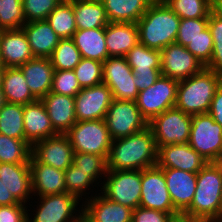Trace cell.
Returning <instances> with one entry per match:
<instances>
[{"mask_svg":"<svg viewBox=\"0 0 222 222\" xmlns=\"http://www.w3.org/2000/svg\"><path fill=\"white\" fill-rule=\"evenodd\" d=\"M158 147L152 130L112 141L107 158L108 170H143L157 166Z\"/></svg>","mask_w":222,"mask_h":222,"instance_id":"cell-1","label":"cell"},{"mask_svg":"<svg viewBox=\"0 0 222 222\" xmlns=\"http://www.w3.org/2000/svg\"><path fill=\"white\" fill-rule=\"evenodd\" d=\"M180 17L163 0H154L138 20L139 43L161 51L175 43Z\"/></svg>","mask_w":222,"mask_h":222,"instance_id":"cell-2","label":"cell"},{"mask_svg":"<svg viewBox=\"0 0 222 222\" xmlns=\"http://www.w3.org/2000/svg\"><path fill=\"white\" fill-rule=\"evenodd\" d=\"M221 84L222 76L204 67L199 73L178 82L175 107L190 115L208 113Z\"/></svg>","mask_w":222,"mask_h":222,"instance_id":"cell-3","label":"cell"},{"mask_svg":"<svg viewBox=\"0 0 222 222\" xmlns=\"http://www.w3.org/2000/svg\"><path fill=\"white\" fill-rule=\"evenodd\" d=\"M222 170L213 162L198 173L191 205L183 212L204 222H214L221 215Z\"/></svg>","mask_w":222,"mask_h":222,"instance_id":"cell-4","label":"cell"},{"mask_svg":"<svg viewBox=\"0 0 222 222\" xmlns=\"http://www.w3.org/2000/svg\"><path fill=\"white\" fill-rule=\"evenodd\" d=\"M37 198L34 201L37 205H27L34 208L31 211L27 208V222H77L83 217V202L67 192Z\"/></svg>","mask_w":222,"mask_h":222,"instance_id":"cell-5","label":"cell"},{"mask_svg":"<svg viewBox=\"0 0 222 222\" xmlns=\"http://www.w3.org/2000/svg\"><path fill=\"white\" fill-rule=\"evenodd\" d=\"M74 153H88L108 158L112 138L104 119L78 121L65 133Z\"/></svg>","mask_w":222,"mask_h":222,"instance_id":"cell-6","label":"cell"},{"mask_svg":"<svg viewBox=\"0 0 222 222\" xmlns=\"http://www.w3.org/2000/svg\"><path fill=\"white\" fill-rule=\"evenodd\" d=\"M99 192L116 203L135 209L141 197V170H108Z\"/></svg>","mask_w":222,"mask_h":222,"instance_id":"cell-7","label":"cell"},{"mask_svg":"<svg viewBox=\"0 0 222 222\" xmlns=\"http://www.w3.org/2000/svg\"><path fill=\"white\" fill-rule=\"evenodd\" d=\"M192 117L175 106L154 117L148 127L153 132L157 147L188 143Z\"/></svg>","mask_w":222,"mask_h":222,"instance_id":"cell-8","label":"cell"},{"mask_svg":"<svg viewBox=\"0 0 222 222\" xmlns=\"http://www.w3.org/2000/svg\"><path fill=\"white\" fill-rule=\"evenodd\" d=\"M104 120L112 140L136 134L148 127L135 101L113 99Z\"/></svg>","mask_w":222,"mask_h":222,"instance_id":"cell-9","label":"cell"},{"mask_svg":"<svg viewBox=\"0 0 222 222\" xmlns=\"http://www.w3.org/2000/svg\"><path fill=\"white\" fill-rule=\"evenodd\" d=\"M178 82L161 75L149 88L139 91L135 102L148 123L175 106Z\"/></svg>","mask_w":222,"mask_h":222,"instance_id":"cell-10","label":"cell"},{"mask_svg":"<svg viewBox=\"0 0 222 222\" xmlns=\"http://www.w3.org/2000/svg\"><path fill=\"white\" fill-rule=\"evenodd\" d=\"M188 143L207 162H213L222 148V126L209 113L193 115Z\"/></svg>","mask_w":222,"mask_h":222,"instance_id":"cell-11","label":"cell"},{"mask_svg":"<svg viewBox=\"0 0 222 222\" xmlns=\"http://www.w3.org/2000/svg\"><path fill=\"white\" fill-rule=\"evenodd\" d=\"M103 83L112 92L113 99L135 101L139 90L134 83L132 68L125 57H108L102 63Z\"/></svg>","mask_w":222,"mask_h":222,"instance_id":"cell-12","label":"cell"},{"mask_svg":"<svg viewBox=\"0 0 222 222\" xmlns=\"http://www.w3.org/2000/svg\"><path fill=\"white\" fill-rule=\"evenodd\" d=\"M141 186L140 207L163 212H178L172 204L161 168L154 166L141 170Z\"/></svg>","mask_w":222,"mask_h":222,"instance_id":"cell-13","label":"cell"},{"mask_svg":"<svg viewBox=\"0 0 222 222\" xmlns=\"http://www.w3.org/2000/svg\"><path fill=\"white\" fill-rule=\"evenodd\" d=\"M160 52L162 76L180 81L199 73L205 67L186 47L176 42Z\"/></svg>","mask_w":222,"mask_h":222,"instance_id":"cell-14","label":"cell"},{"mask_svg":"<svg viewBox=\"0 0 222 222\" xmlns=\"http://www.w3.org/2000/svg\"><path fill=\"white\" fill-rule=\"evenodd\" d=\"M76 120L105 119L106 112L112 103L111 90L104 83L82 88L74 97Z\"/></svg>","mask_w":222,"mask_h":222,"instance_id":"cell-15","label":"cell"},{"mask_svg":"<svg viewBox=\"0 0 222 222\" xmlns=\"http://www.w3.org/2000/svg\"><path fill=\"white\" fill-rule=\"evenodd\" d=\"M31 155L40 163L65 171L72 165L74 150L66 134H57L35 142Z\"/></svg>","mask_w":222,"mask_h":222,"instance_id":"cell-16","label":"cell"},{"mask_svg":"<svg viewBox=\"0 0 222 222\" xmlns=\"http://www.w3.org/2000/svg\"><path fill=\"white\" fill-rule=\"evenodd\" d=\"M207 162L189 143L158 147L157 166L198 173Z\"/></svg>","mask_w":222,"mask_h":222,"instance_id":"cell-17","label":"cell"},{"mask_svg":"<svg viewBox=\"0 0 222 222\" xmlns=\"http://www.w3.org/2000/svg\"><path fill=\"white\" fill-rule=\"evenodd\" d=\"M33 58L23 29L0 30V60L3 68L20 67Z\"/></svg>","mask_w":222,"mask_h":222,"instance_id":"cell-18","label":"cell"},{"mask_svg":"<svg viewBox=\"0 0 222 222\" xmlns=\"http://www.w3.org/2000/svg\"><path fill=\"white\" fill-rule=\"evenodd\" d=\"M133 209L111 201L101 192L83 202L87 222H132Z\"/></svg>","mask_w":222,"mask_h":222,"instance_id":"cell-19","label":"cell"},{"mask_svg":"<svg viewBox=\"0 0 222 222\" xmlns=\"http://www.w3.org/2000/svg\"><path fill=\"white\" fill-rule=\"evenodd\" d=\"M29 167L33 196L39 197L67 192L63 170L40 163L32 155Z\"/></svg>","mask_w":222,"mask_h":222,"instance_id":"cell-20","label":"cell"},{"mask_svg":"<svg viewBox=\"0 0 222 222\" xmlns=\"http://www.w3.org/2000/svg\"><path fill=\"white\" fill-rule=\"evenodd\" d=\"M174 208L183 213L190 205L196 190L197 174L174 168H161Z\"/></svg>","mask_w":222,"mask_h":222,"instance_id":"cell-21","label":"cell"},{"mask_svg":"<svg viewBox=\"0 0 222 222\" xmlns=\"http://www.w3.org/2000/svg\"><path fill=\"white\" fill-rule=\"evenodd\" d=\"M41 101L45 105L52 127L58 134H65L76 124L74 97L49 92Z\"/></svg>","mask_w":222,"mask_h":222,"instance_id":"cell-22","label":"cell"},{"mask_svg":"<svg viewBox=\"0 0 222 222\" xmlns=\"http://www.w3.org/2000/svg\"><path fill=\"white\" fill-rule=\"evenodd\" d=\"M0 179L19 203L27 205L35 199L29 164L0 163Z\"/></svg>","mask_w":222,"mask_h":222,"instance_id":"cell-23","label":"cell"},{"mask_svg":"<svg viewBox=\"0 0 222 222\" xmlns=\"http://www.w3.org/2000/svg\"><path fill=\"white\" fill-rule=\"evenodd\" d=\"M23 118L25 139L31 145L58 134L52 127L45 105L41 100L24 105Z\"/></svg>","mask_w":222,"mask_h":222,"instance_id":"cell-24","label":"cell"},{"mask_svg":"<svg viewBox=\"0 0 222 222\" xmlns=\"http://www.w3.org/2000/svg\"><path fill=\"white\" fill-rule=\"evenodd\" d=\"M19 68L37 100H41L50 92L55 69L49 58L35 57Z\"/></svg>","mask_w":222,"mask_h":222,"instance_id":"cell-25","label":"cell"},{"mask_svg":"<svg viewBox=\"0 0 222 222\" xmlns=\"http://www.w3.org/2000/svg\"><path fill=\"white\" fill-rule=\"evenodd\" d=\"M105 40L109 57H125L139 43L137 24L109 22L105 27Z\"/></svg>","mask_w":222,"mask_h":222,"instance_id":"cell-26","label":"cell"},{"mask_svg":"<svg viewBox=\"0 0 222 222\" xmlns=\"http://www.w3.org/2000/svg\"><path fill=\"white\" fill-rule=\"evenodd\" d=\"M22 29L34 57L49 58L61 39L47 20L26 22Z\"/></svg>","mask_w":222,"mask_h":222,"instance_id":"cell-27","label":"cell"},{"mask_svg":"<svg viewBox=\"0 0 222 222\" xmlns=\"http://www.w3.org/2000/svg\"><path fill=\"white\" fill-rule=\"evenodd\" d=\"M0 83L7 103L24 106L37 100L32 95L19 67L3 68L0 71Z\"/></svg>","mask_w":222,"mask_h":222,"instance_id":"cell-28","label":"cell"},{"mask_svg":"<svg viewBox=\"0 0 222 222\" xmlns=\"http://www.w3.org/2000/svg\"><path fill=\"white\" fill-rule=\"evenodd\" d=\"M72 39L82 58L103 63L109 57L105 40V27L77 30Z\"/></svg>","mask_w":222,"mask_h":222,"instance_id":"cell-29","label":"cell"},{"mask_svg":"<svg viewBox=\"0 0 222 222\" xmlns=\"http://www.w3.org/2000/svg\"><path fill=\"white\" fill-rule=\"evenodd\" d=\"M109 22L137 23L154 0H101Z\"/></svg>","mask_w":222,"mask_h":222,"instance_id":"cell-30","label":"cell"},{"mask_svg":"<svg viewBox=\"0 0 222 222\" xmlns=\"http://www.w3.org/2000/svg\"><path fill=\"white\" fill-rule=\"evenodd\" d=\"M77 30L106 27L109 23L101 0L72 1Z\"/></svg>","mask_w":222,"mask_h":222,"instance_id":"cell-31","label":"cell"},{"mask_svg":"<svg viewBox=\"0 0 222 222\" xmlns=\"http://www.w3.org/2000/svg\"><path fill=\"white\" fill-rule=\"evenodd\" d=\"M64 173H65V185L67 188V193L74 195L80 201L82 200L84 202L83 199H85L86 201L87 199H90L93 197V193L94 195L99 193L97 190L99 187L101 188L100 184H98L88 174V172H84L83 170H80V168H76L72 164L67 170L64 171ZM92 186L94 189L95 187H97V190L95 189L96 192H94V189H92ZM89 194H91V196H88Z\"/></svg>","mask_w":222,"mask_h":222,"instance_id":"cell-32","label":"cell"},{"mask_svg":"<svg viewBox=\"0 0 222 222\" xmlns=\"http://www.w3.org/2000/svg\"><path fill=\"white\" fill-rule=\"evenodd\" d=\"M24 106L19 104L6 103L0 110V134L11 138L24 140Z\"/></svg>","mask_w":222,"mask_h":222,"instance_id":"cell-33","label":"cell"},{"mask_svg":"<svg viewBox=\"0 0 222 222\" xmlns=\"http://www.w3.org/2000/svg\"><path fill=\"white\" fill-rule=\"evenodd\" d=\"M61 38H72L77 31L72 2L61 1L46 19Z\"/></svg>","mask_w":222,"mask_h":222,"instance_id":"cell-34","label":"cell"},{"mask_svg":"<svg viewBox=\"0 0 222 222\" xmlns=\"http://www.w3.org/2000/svg\"><path fill=\"white\" fill-rule=\"evenodd\" d=\"M32 145L0 134V163L29 164Z\"/></svg>","mask_w":222,"mask_h":222,"instance_id":"cell-35","label":"cell"},{"mask_svg":"<svg viewBox=\"0 0 222 222\" xmlns=\"http://www.w3.org/2000/svg\"><path fill=\"white\" fill-rule=\"evenodd\" d=\"M55 70H73L82 56L72 38L60 39L49 57Z\"/></svg>","mask_w":222,"mask_h":222,"instance_id":"cell-36","label":"cell"},{"mask_svg":"<svg viewBox=\"0 0 222 222\" xmlns=\"http://www.w3.org/2000/svg\"><path fill=\"white\" fill-rule=\"evenodd\" d=\"M132 70L161 69V52L138 43L125 56Z\"/></svg>","mask_w":222,"mask_h":222,"instance_id":"cell-37","label":"cell"},{"mask_svg":"<svg viewBox=\"0 0 222 222\" xmlns=\"http://www.w3.org/2000/svg\"><path fill=\"white\" fill-rule=\"evenodd\" d=\"M180 19L209 18L212 0H163Z\"/></svg>","mask_w":222,"mask_h":222,"instance_id":"cell-38","label":"cell"},{"mask_svg":"<svg viewBox=\"0 0 222 222\" xmlns=\"http://www.w3.org/2000/svg\"><path fill=\"white\" fill-rule=\"evenodd\" d=\"M72 164L80 168L102 186L104 177L107 174V159L104 156L88 153H74ZM103 177V179H102Z\"/></svg>","mask_w":222,"mask_h":222,"instance_id":"cell-39","label":"cell"},{"mask_svg":"<svg viewBox=\"0 0 222 222\" xmlns=\"http://www.w3.org/2000/svg\"><path fill=\"white\" fill-rule=\"evenodd\" d=\"M25 23L22 0H0V30L22 29Z\"/></svg>","mask_w":222,"mask_h":222,"instance_id":"cell-40","label":"cell"},{"mask_svg":"<svg viewBox=\"0 0 222 222\" xmlns=\"http://www.w3.org/2000/svg\"><path fill=\"white\" fill-rule=\"evenodd\" d=\"M73 71L81 88L92 87L103 83L102 62L82 58Z\"/></svg>","mask_w":222,"mask_h":222,"instance_id":"cell-41","label":"cell"},{"mask_svg":"<svg viewBox=\"0 0 222 222\" xmlns=\"http://www.w3.org/2000/svg\"><path fill=\"white\" fill-rule=\"evenodd\" d=\"M73 70H55L50 92L75 97L81 90Z\"/></svg>","mask_w":222,"mask_h":222,"instance_id":"cell-42","label":"cell"},{"mask_svg":"<svg viewBox=\"0 0 222 222\" xmlns=\"http://www.w3.org/2000/svg\"><path fill=\"white\" fill-rule=\"evenodd\" d=\"M62 0H22L26 22L46 20Z\"/></svg>","mask_w":222,"mask_h":222,"instance_id":"cell-43","label":"cell"},{"mask_svg":"<svg viewBox=\"0 0 222 222\" xmlns=\"http://www.w3.org/2000/svg\"><path fill=\"white\" fill-rule=\"evenodd\" d=\"M186 48L206 67L213 53V38L207 27Z\"/></svg>","mask_w":222,"mask_h":222,"instance_id":"cell-44","label":"cell"},{"mask_svg":"<svg viewBox=\"0 0 222 222\" xmlns=\"http://www.w3.org/2000/svg\"><path fill=\"white\" fill-rule=\"evenodd\" d=\"M208 27V18L181 19L175 42L186 47Z\"/></svg>","mask_w":222,"mask_h":222,"instance_id":"cell-45","label":"cell"},{"mask_svg":"<svg viewBox=\"0 0 222 222\" xmlns=\"http://www.w3.org/2000/svg\"><path fill=\"white\" fill-rule=\"evenodd\" d=\"M179 212H163L138 206L133 210L132 222H169Z\"/></svg>","mask_w":222,"mask_h":222,"instance_id":"cell-46","label":"cell"},{"mask_svg":"<svg viewBox=\"0 0 222 222\" xmlns=\"http://www.w3.org/2000/svg\"><path fill=\"white\" fill-rule=\"evenodd\" d=\"M28 207L23 203L0 206V222H27Z\"/></svg>","mask_w":222,"mask_h":222,"instance_id":"cell-47","label":"cell"},{"mask_svg":"<svg viewBox=\"0 0 222 222\" xmlns=\"http://www.w3.org/2000/svg\"><path fill=\"white\" fill-rule=\"evenodd\" d=\"M139 91L149 88L161 76V69L132 70Z\"/></svg>","mask_w":222,"mask_h":222,"instance_id":"cell-48","label":"cell"},{"mask_svg":"<svg viewBox=\"0 0 222 222\" xmlns=\"http://www.w3.org/2000/svg\"><path fill=\"white\" fill-rule=\"evenodd\" d=\"M213 120L222 126V84L216 90L215 95L211 101V107L208 112Z\"/></svg>","mask_w":222,"mask_h":222,"instance_id":"cell-49","label":"cell"},{"mask_svg":"<svg viewBox=\"0 0 222 222\" xmlns=\"http://www.w3.org/2000/svg\"><path fill=\"white\" fill-rule=\"evenodd\" d=\"M206 68L222 76V41H213V53Z\"/></svg>","mask_w":222,"mask_h":222,"instance_id":"cell-50","label":"cell"},{"mask_svg":"<svg viewBox=\"0 0 222 222\" xmlns=\"http://www.w3.org/2000/svg\"><path fill=\"white\" fill-rule=\"evenodd\" d=\"M208 28L213 41H222V20L216 17L212 12L209 14Z\"/></svg>","mask_w":222,"mask_h":222,"instance_id":"cell-51","label":"cell"},{"mask_svg":"<svg viewBox=\"0 0 222 222\" xmlns=\"http://www.w3.org/2000/svg\"><path fill=\"white\" fill-rule=\"evenodd\" d=\"M19 202L11 194L10 190L4 185L0 179V206L1 205H14Z\"/></svg>","mask_w":222,"mask_h":222,"instance_id":"cell-52","label":"cell"},{"mask_svg":"<svg viewBox=\"0 0 222 222\" xmlns=\"http://www.w3.org/2000/svg\"><path fill=\"white\" fill-rule=\"evenodd\" d=\"M169 222H204V221L198 218H194L191 215L179 212L177 214L172 215Z\"/></svg>","mask_w":222,"mask_h":222,"instance_id":"cell-53","label":"cell"},{"mask_svg":"<svg viewBox=\"0 0 222 222\" xmlns=\"http://www.w3.org/2000/svg\"><path fill=\"white\" fill-rule=\"evenodd\" d=\"M211 12L222 20V0H212Z\"/></svg>","mask_w":222,"mask_h":222,"instance_id":"cell-54","label":"cell"},{"mask_svg":"<svg viewBox=\"0 0 222 222\" xmlns=\"http://www.w3.org/2000/svg\"><path fill=\"white\" fill-rule=\"evenodd\" d=\"M7 103L6 97L4 95L1 83H0V110L4 107V105Z\"/></svg>","mask_w":222,"mask_h":222,"instance_id":"cell-55","label":"cell"},{"mask_svg":"<svg viewBox=\"0 0 222 222\" xmlns=\"http://www.w3.org/2000/svg\"><path fill=\"white\" fill-rule=\"evenodd\" d=\"M213 163L222 170V148Z\"/></svg>","mask_w":222,"mask_h":222,"instance_id":"cell-56","label":"cell"},{"mask_svg":"<svg viewBox=\"0 0 222 222\" xmlns=\"http://www.w3.org/2000/svg\"><path fill=\"white\" fill-rule=\"evenodd\" d=\"M214 222H222V214Z\"/></svg>","mask_w":222,"mask_h":222,"instance_id":"cell-57","label":"cell"},{"mask_svg":"<svg viewBox=\"0 0 222 222\" xmlns=\"http://www.w3.org/2000/svg\"><path fill=\"white\" fill-rule=\"evenodd\" d=\"M3 69V65L1 63V60H0V71Z\"/></svg>","mask_w":222,"mask_h":222,"instance_id":"cell-58","label":"cell"},{"mask_svg":"<svg viewBox=\"0 0 222 222\" xmlns=\"http://www.w3.org/2000/svg\"><path fill=\"white\" fill-rule=\"evenodd\" d=\"M62 1H68V2H72V1H76V0H62Z\"/></svg>","mask_w":222,"mask_h":222,"instance_id":"cell-59","label":"cell"},{"mask_svg":"<svg viewBox=\"0 0 222 222\" xmlns=\"http://www.w3.org/2000/svg\"><path fill=\"white\" fill-rule=\"evenodd\" d=\"M221 214H222V197H221Z\"/></svg>","mask_w":222,"mask_h":222,"instance_id":"cell-60","label":"cell"}]
</instances>
